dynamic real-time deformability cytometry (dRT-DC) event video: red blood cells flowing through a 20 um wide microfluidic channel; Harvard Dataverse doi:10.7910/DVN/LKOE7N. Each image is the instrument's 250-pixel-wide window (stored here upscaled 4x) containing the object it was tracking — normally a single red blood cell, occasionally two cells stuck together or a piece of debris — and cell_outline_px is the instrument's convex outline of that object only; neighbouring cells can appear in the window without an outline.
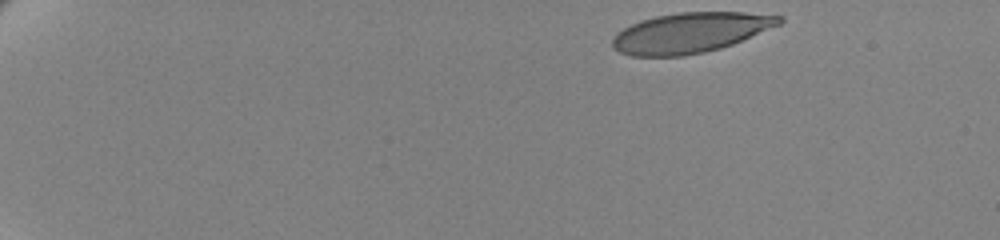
{"species": "human", "species_latin": "Homo sapiens", "temperature_condition": "cold", "stored_images_in_passage": 51, "camera_frame_rate_fps": 3000, "um_per_image_px": 0.085, "donor": {"sex": "female"}, "frame": {"image": 1, "passage_image": 1, "time_ms": 0.0, "image_size_px": [1000, 240], "cell_outline_px": [[784, 20], [780, 24], [732, 44], [720, 48], [704, 52], [684, 56], [632, 56], [620, 52], [612, 48], [612, 40], [616, 32], [640, 20], [656, 16], [680, 12], [744, 12], [784, 16]], "centroid_in_image_um": [58.66, 2.78], "position_along_channel_um": 26.3, "area_um2": 38.96}}
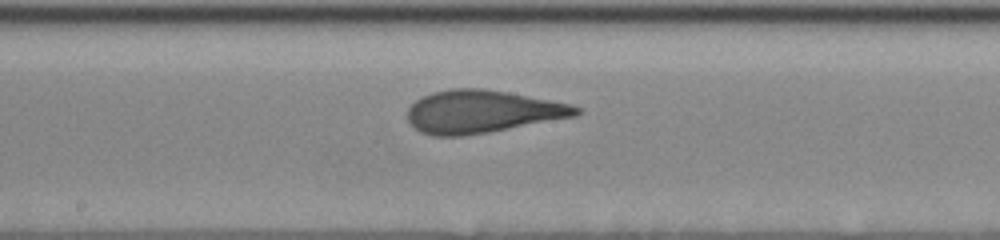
{"frame": {"image": 2, "passage_image": 28, "time_ms": 9.0, "image_size_px": [1000, 240], "cell_outline_px": [[580, 112], [576, 116], [488, 132], [464, 136], [432, 136], [420, 132], [408, 120], [408, 108], [416, 100], [432, 92], [452, 88], [480, 88], [504, 92], [572, 104], [580, 108]], "centroid_in_image_um": [40.95, 9.49], "position_along_channel_um": 207.2, "area_um2": 41.56}}
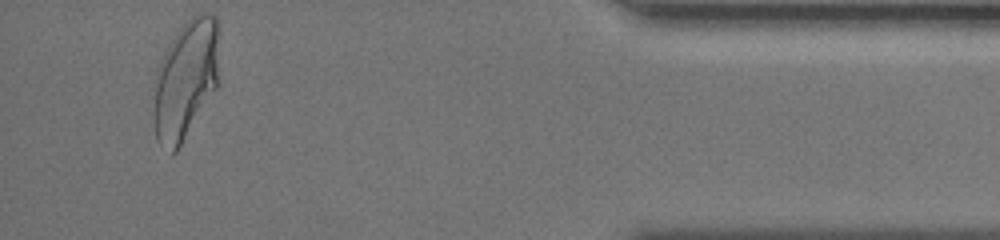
{"frame": {"image": 3, "passage_image": 50, "time_ms": 16.333, "image_size_px": [1000, 240], "cell_outline_px": [[216, 88], [176, 152], [172, 152], [156, 140], [156, 68], [168, 44], [176, 32], [196, 12], [208, 12], [216, 16]], "centroid_in_image_um": [15.77, 6.72], "position_along_channel_um": 419.4, "area_um2": 43.87}, "authors_computed_cell_mechanics": {"area_um2": 41.5582, "velocity_mm_per_s": 3.456, "shape_relaxation_time_tau1_ms": 6.8073, "shape_relaxation_time_tau2_ms": 0.7508, "deformation_change_tau1": 0.2356, "deformation_change_tau2": 0.0871}}